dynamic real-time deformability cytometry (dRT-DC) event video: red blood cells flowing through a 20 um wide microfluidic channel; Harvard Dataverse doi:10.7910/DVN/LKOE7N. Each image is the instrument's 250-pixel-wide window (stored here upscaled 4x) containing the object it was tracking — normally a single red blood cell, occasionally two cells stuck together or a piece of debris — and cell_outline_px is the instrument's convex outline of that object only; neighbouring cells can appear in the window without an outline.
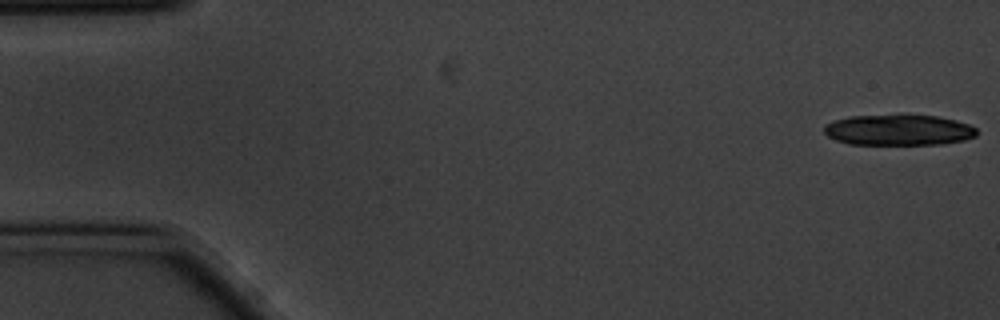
{"species": "common noctule bat (a hibernating species)", "species_latin": "Nyctalus noctula", "temperature_condition": "cold", "stored_images_in_passage": 28, "camera_frame_rate_fps": 3000, "um_per_image_px": 0.085, "animal": {"sex": "male", "body_mass_g": 20.1, "forearm_length_mm": 53.5}, "frame": {"image": 1, "passage_image": 1, "time_ms": 0.0, "image_size_px": [1000, 320], "cell_outline_px": [[976, 136], [964, 140], [940, 144], [848, 144], [836, 140], [828, 136], [824, 132], [824, 128], [828, 124], [836, 120], [848, 116], [900, 112], [936, 116], [956, 120], [968, 124], [976, 128]], "centroid_in_image_um": [76.38, 11.0], "position_along_channel_um": 8.6, "area_um2": 28.15}}